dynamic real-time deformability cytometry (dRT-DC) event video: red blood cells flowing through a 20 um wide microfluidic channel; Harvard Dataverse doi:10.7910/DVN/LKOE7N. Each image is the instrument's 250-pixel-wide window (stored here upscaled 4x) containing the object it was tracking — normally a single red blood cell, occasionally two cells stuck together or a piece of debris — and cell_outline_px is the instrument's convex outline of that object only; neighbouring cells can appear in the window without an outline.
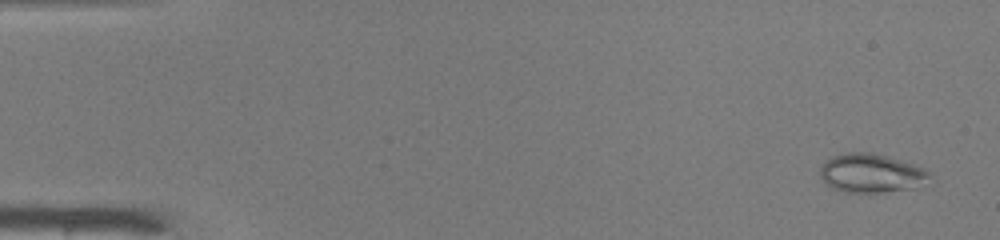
{"species": "common noctule bat (a hibernating species)", "species_latin": "Nyctalus noctula", "temperature_condition": "warm", "stored_images_in_passage": 49, "camera_frame_rate_fps": 3000, "um_per_image_px": 0.085, "animal": {"sex": "male", "body_mass_g": 19.0, "forearm_length_mm": 50.8}, "frame": {"image": 1, "passage_image": 2, "time_ms": 0.333, "image_size_px": [1000, 240], "cell_outline_px": [[932, 176], [916, 188], [884, 192], [844, 192], [828, 184], [820, 176], [820, 164], [832, 156], [848, 152], [872, 152], [888, 156], [924, 168], [932, 172]], "centroid_in_image_um": [74.07, 14.71], "position_along_channel_um": 10.9, "area_um2": 24.8}}
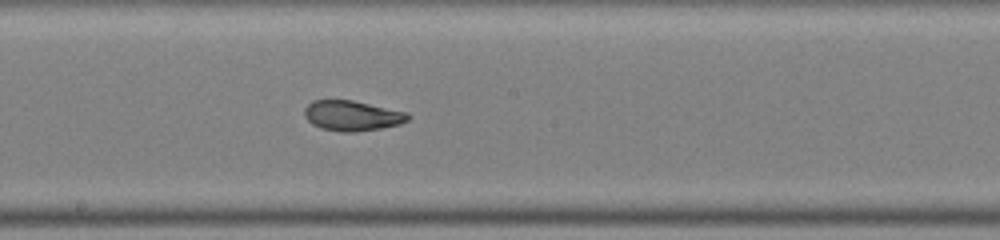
{"frame": {"image": 2, "passage_image": 27, "time_ms": 8.667, "image_size_px": [1000, 240], "cell_outline_px": [[412, 116], [408, 120], [400, 124], [380, 128], [352, 132], [340, 132], [320, 128], [312, 124], [304, 116], [304, 108], [312, 100], [352, 100], [408, 112]], "centroid_in_image_um": [29.93, 9.83], "position_along_channel_um": 218.3, "area_um2": 18.32}}
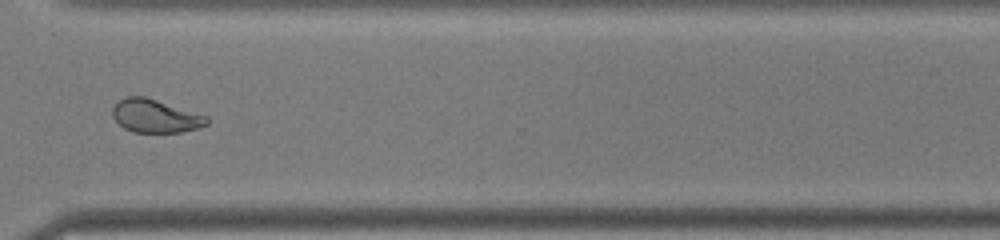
{"frame": {"image": 3, "passage_image": 37, "time_ms": 12.0, "image_size_px": [1000, 240], "cell_outline_px": [[208, 124], [196, 128], [180, 132], [132, 132], [124, 128], [112, 116], [112, 108], [124, 96], [144, 96], [208, 116]], "centroid_in_image_um": [13.18, 9.86], "position_along_channel_um": 357.4, "area_um2": 18.09}, "authors_computed_cell_mechanics": {"area_um2": 20.0566, "velocity_mm_per_s": 4.1529, "shape_relaxation_time_tau1_ms": null, "shape_relaxation_time_tau2_ms": 1.3267, "deformation_change_tau1": null, "deformation_change_tau2": 0.0662}}